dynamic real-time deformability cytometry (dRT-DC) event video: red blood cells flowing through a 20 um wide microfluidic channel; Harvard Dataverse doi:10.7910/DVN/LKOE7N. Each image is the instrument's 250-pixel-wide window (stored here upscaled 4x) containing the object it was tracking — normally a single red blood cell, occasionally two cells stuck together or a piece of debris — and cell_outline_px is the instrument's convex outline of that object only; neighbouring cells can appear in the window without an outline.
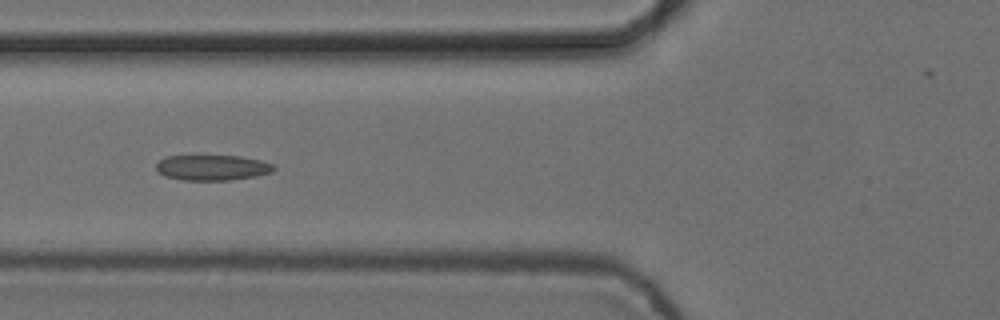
{"species": "common noctule bat (a hibernating species)", "species_latin": "Nyctalus noctula", "temperature_condition": "cold", "stored_images_in_passage": 6, "camera_frame_rate_fps": 3000, "um_per_image_px": 0.085, "animal": {"sex": "female", "body_mass_g": 24.6, "forearm_length_mm": 56.2}, "frame": {"image": 1, "passage_image": 4, "time_ms": 1.0, "image_size_px": [1000, 320], "cell_outline_px": [[276, 168], [272, 172], [256, 176], [228, 180], [180, 180], [164, 176], [156, 168], [156, 164], [160, 160], [168, 156], [240, 156], [260, 160], [272, 164]], "centroid_in_image_um": [18.05, 14.25], "position_along_channel_um": 107.8, "area_um2": 17.34}}
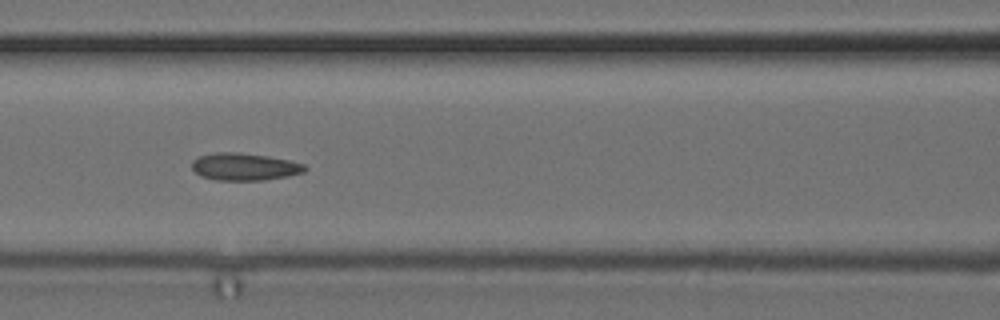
{"frame": {"image": 2, "passage_image": 5, "time_ms": 1.333, "image_size_px": [1000, 320], "cell_outline_px": [[308, 168], [304, 172], [288, 176], [264, 180], [216, 180], [200, 176], [192, 168], [192, 160], [200, 156], [216, 152], [240, 152], [268, 156], [288, 160], [304, 164]], "centroid_in_image_um": [20.78, 14.17], "position_along_channel_um": 145.8, "area_um2": 18.03}}
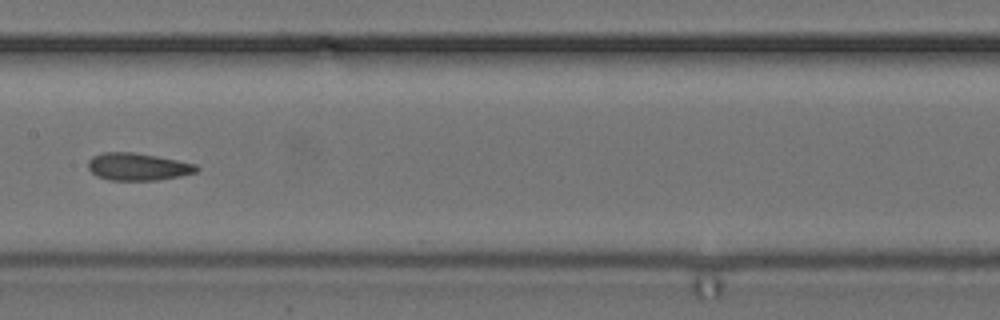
{"frame": {"image": 3, "passage_image": 6, "time_ms": 1.667, "image_size_px": [1000, 320], "cell_outline_px": [[200, 168], [196, 172], [180, 176], [156, 180], [108, 180], [96, 176], [88, 168], [88, 160], [92, 156], [104, 152], [132, 152], [156, 156], [196, 164]], "centroid_in_image_um": [11.69, 14.17], "position_along_channel_um": 195.7, "area_um2": 17.28}}